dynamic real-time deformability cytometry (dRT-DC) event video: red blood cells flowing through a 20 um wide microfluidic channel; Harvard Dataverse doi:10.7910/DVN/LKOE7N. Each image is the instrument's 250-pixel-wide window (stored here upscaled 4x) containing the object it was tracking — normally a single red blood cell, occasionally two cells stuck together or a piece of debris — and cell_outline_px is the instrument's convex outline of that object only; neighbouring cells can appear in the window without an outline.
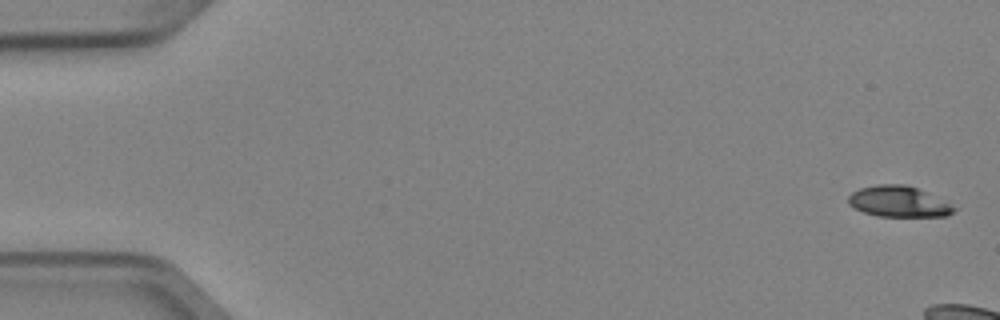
{"species": "Egyptian fruit bat (a non-hibernating species)", "species_latin": "Rousettus aegyptiacus", "temperature_condition": "cold", "stored_images_in_passage": 4, "camera_frame_rate_fps": 3000, "um_per_image_px": 0.085, "animal": {"sex": "female"}, "frame": {"image": 1, "passage_image": 1, "time_ms": 0.0, "image_size_px": [1000, 320], "cell_outline_px": [[956, 208], [952, 212], [944, 216], [876, 216], [864, 212], [848, 204], [848, 196], [852, 192], [860, 188], [876, 184], [904, 184], [916, 188]], "centroid_in_image_um": [76.29, 17.13], "position_along_channel_um": 8.7, "area_um2": 18.5}}